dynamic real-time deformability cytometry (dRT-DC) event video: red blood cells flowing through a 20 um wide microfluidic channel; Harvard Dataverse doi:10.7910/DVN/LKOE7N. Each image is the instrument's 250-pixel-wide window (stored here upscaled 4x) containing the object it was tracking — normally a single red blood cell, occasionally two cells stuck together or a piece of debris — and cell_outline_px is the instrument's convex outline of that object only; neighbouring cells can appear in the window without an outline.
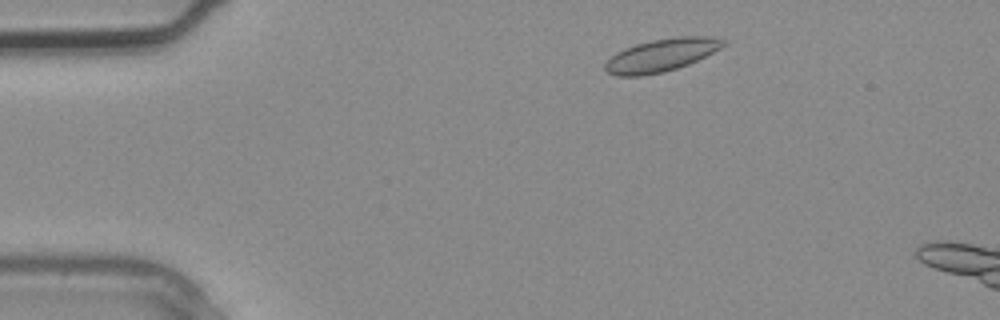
{"species": "common noctule bat (a hibernating species)", "species_latin": "Nyctalus noctula", "temperature_condition": "warm", "stored_images_in_passage": 2, "camera_frame_rate_fps": 3000, "um_per_image_px": 0.085, "animal": {"sex": "male", "body_mass_g": 20.4}, "frame": {"image": 1, "passage_image": 1, "time_ms": 0.0, "image_size_px": [1000, 320], "cell_outline_px": [[728, 44], [688, 64], [664, 72], [640, 76], [616, 76], [608, 72], [604, 68], [604, 64], [616, 52], [624, 48], [636, 44], [652, 40], [680, 36], [708, 36], [728, 40]], "centroid_in_image_um": [56.22, 4.68], "position_along_channel_um": 28.8, "area_um2": 22.48}}